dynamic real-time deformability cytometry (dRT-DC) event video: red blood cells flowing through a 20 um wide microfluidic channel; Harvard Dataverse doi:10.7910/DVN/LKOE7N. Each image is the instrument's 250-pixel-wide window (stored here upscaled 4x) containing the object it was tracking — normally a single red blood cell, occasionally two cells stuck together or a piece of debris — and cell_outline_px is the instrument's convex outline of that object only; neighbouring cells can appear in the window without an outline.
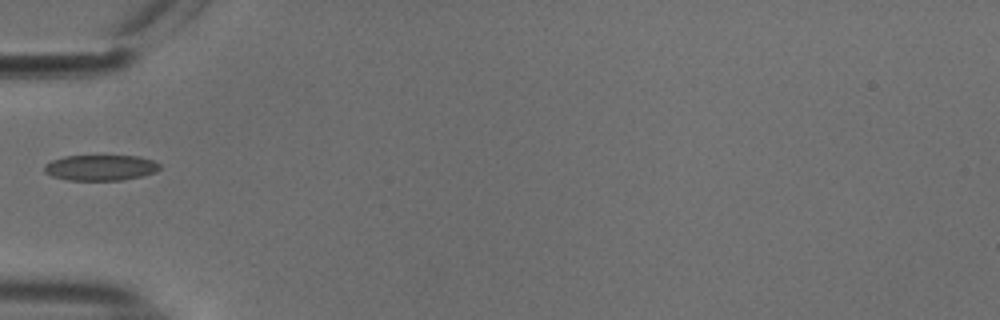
{"species": "common noctule bat (a hibernating species)", "species_latin": "Nyctalus noctula", "temperature_condition": "cold", "stored_images_in_passage": 23, "camera_frame_rate_fps": 3000, "um_per_image_px": 0.085, "animal": {"sex": "male", "body_mass_g": 18.8}, "frame": {"image": 1, "passage_image": 1, "time_ms": 0.0, "image_size_px": [1000, 320], "cell_outline_px": [[160, 168], [156, 172], [124, 180], [68, 180], [52, 176], [44, 172], [44, 164], [52, 160], [64, 156], [136, 156], [152, 160], [160, 164]], "centroid_in_image_um": [8.52, 14.25], "position_along_channel_um": 76.5, "area_um2": 17.22}}
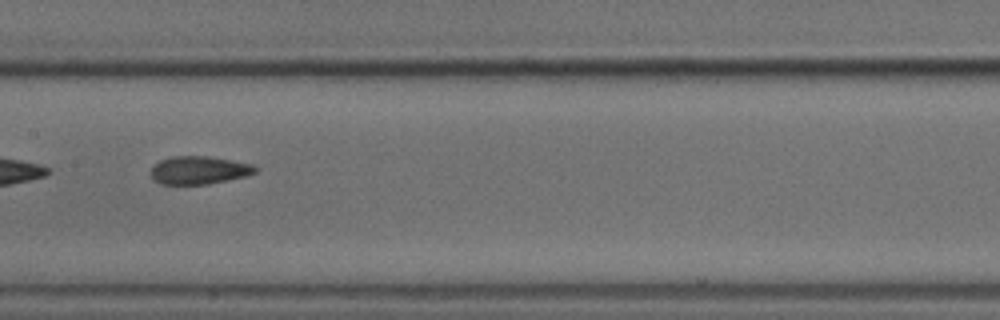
{"frame": {"image": 2, "passage_image": 10, "time_ms": 3.0, "image_size_px": [1000, 320], "cell_outline_px": [[256, 172], [248, 176], [208, 184], [160, 184], [152, 176], [152, 168], [160, 160], [172, 156], [208, 156], [252, 164], [256, 168]], "centroid_in_image_um": [16.94, 14.46], "position_along_channel_um": 190.5, "area_um2": 16.88}}
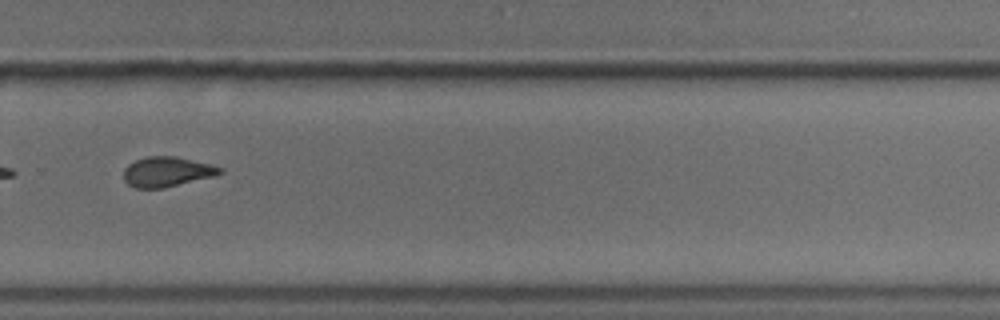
{"frame": {"image": 3, "passage_image": 20, "time_ms": 6.333, "image_size_px": [1000, 320], "cell_outline_px": [[224, 172], [216, 176], [164, 188], [136, 188], [128, 184], [124, 180], [124, 168], [128, 164], [136, 160], [148, 156], [176, 156], [224, 168]], "centroid_in_image_um": [14.21, 14.6], "position_along_channel_um": 315.6, "area_um2": 16.88}}